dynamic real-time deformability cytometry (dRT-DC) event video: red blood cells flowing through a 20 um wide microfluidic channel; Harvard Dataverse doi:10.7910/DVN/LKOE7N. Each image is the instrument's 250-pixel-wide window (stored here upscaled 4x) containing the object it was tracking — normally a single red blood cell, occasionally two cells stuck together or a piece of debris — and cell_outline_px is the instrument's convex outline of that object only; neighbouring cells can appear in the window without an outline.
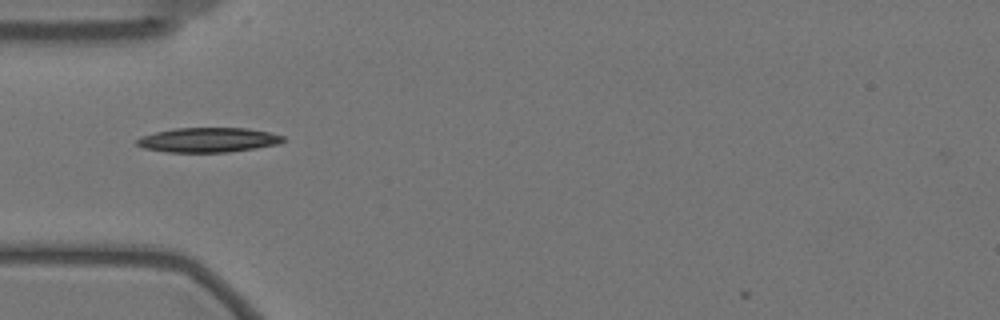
{"species": "Egyptian fruit bat (a non-hibernating species)", "species_latin": "Rousettus aegyptiacus", "temperature_condition": "warm", "stored_images_in_passage": 37, "camera_frame_rate_fps": 3000, "um_per_image_px": 0.085, "animal": {"sex": "female"}, "frame": {"image": 1, "passage_image": 2, "time_ms": 0.333, "image_size_px": [1000, 320], "cell_outline_px": [[284, 140], [276, 144], [256, 148], [228, 152], [168, 152], [144, 148], [136, 144], [136, 140], [140, 136], [156, 132], [176, 128], [248, 128], [268, 132], [284, 136]], "centroid_in_image_um": [17.67, 11.89], "position_along_channel_um": 67.3, "area_um2": 20.87}}
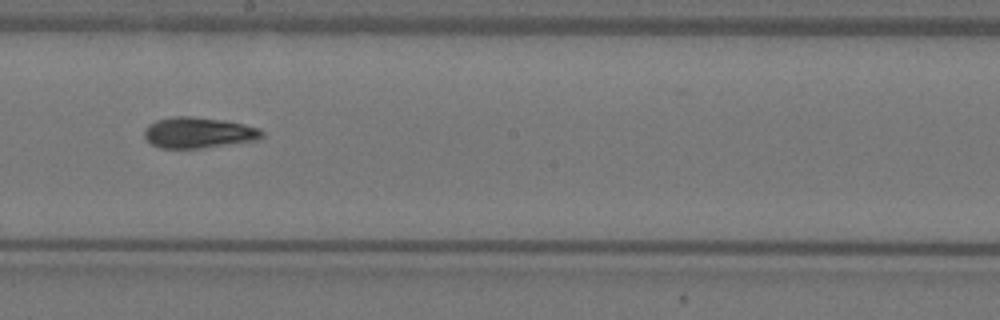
{"frame": {"image": 2, "passage_image": 16, "time_ms": 5.0, "image_size_px": [1000, 320], "cell_outline_px": [[264, 136], [260, 140], [204, 148], [160, 148], [152, 144], [144, 136], [144, 132], [148, 124], [156, 120], [172, 116], [188, 116], [220, 120], [244, 124], [260, 128], [264, 132]], "centroid_in_image_um": [16.9, 11.28], "position_along_channel_um": 231.3, "area_um2": 21.27}}
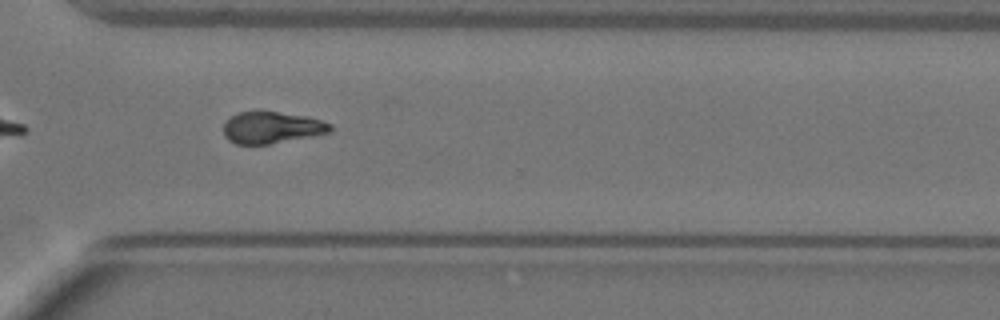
{"frame": {"image": 3, "passage_image": 26, "time_ms": 8.333, "image_size_px": [1000, 320], "cell_outline_px": [[332, 132], [268, 144], [236, 144], [228, 140], [224, 136], [224, 124], [236, 112], [276, 112], [308, 116], [332, 124]], "centroid_in_image_um": [23.11, 10.85], "position_along_channel_um": 347.5, "area_um2": 19.54}, "authors_computed_cell_mechanics": {"area_um2": 20.3456, "velocity_mm_per_s": 3.5035, "shape_relaxation_time_tau1_ms": 6.4534, "shape_relaxation_time_tau2_ms": 4.1045, "deformation_change_tau1": 0.2236, "deformation_change_tau2": 0.1023}}